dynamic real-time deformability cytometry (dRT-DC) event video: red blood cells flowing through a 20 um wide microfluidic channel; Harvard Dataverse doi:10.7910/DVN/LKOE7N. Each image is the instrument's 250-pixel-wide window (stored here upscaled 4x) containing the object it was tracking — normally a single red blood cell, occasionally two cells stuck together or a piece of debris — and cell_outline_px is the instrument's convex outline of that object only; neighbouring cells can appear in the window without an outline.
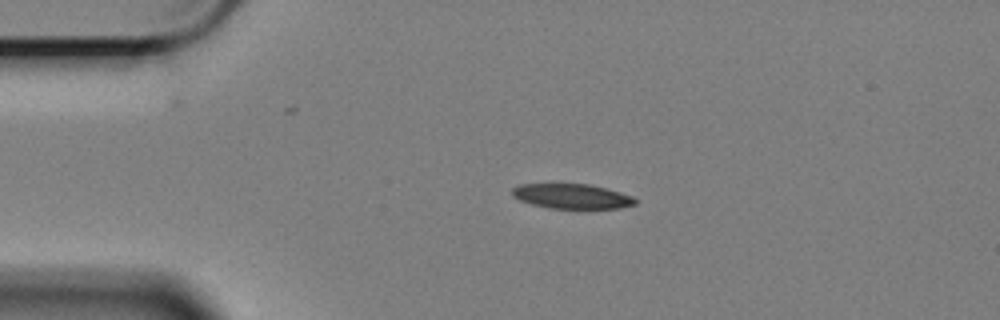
{"species": "Egyptian fruit bat (a non-hibernating species)", "species_latin": "Rousettus aegyptiacus", "temperature_condition": "cold", "stored_images_in_passage": 47, "camera_frame_rate_fps": 3000, "um_per_image_px": 0.085, "animal": {"sex": "female"}, "frame": {"image": 1, "passage_image": 1, "time_ms": 0.0, "image_size_px": [1000, 320], "cell_outline_px": [[636, 204], [620, 208], [552, 208], [532, 204], [520, 200], [512, 196], [512, 188], [520, 184], [552, 180], [588, 184], [608, 188], [632, 196], [636, 200]], "centroid_in_image_um": [48.53, 16.61], "position_along_channel_um": 36.5, "area_um2": 18.67}}
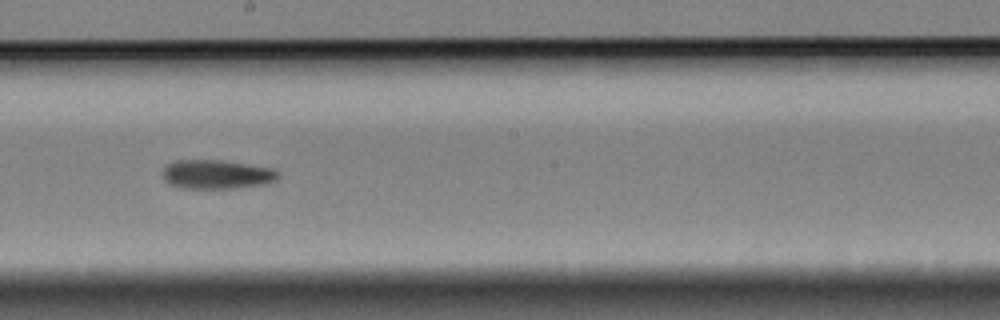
{"frame": {"image": 2, "passage_image": 21, "time_ms": 6.667, "image_size_px": [1000, 320], "cell_outline_px": [[280, 176], [276, 180], [264, 184], [236, 188], [180, 188], [168, 184], [164, 180], [164, 168], [168, 164], [176, 160], [220, 160], [272, 168], [280, 172]], "centroid_in_image_um": [18.43, 14.83], "position_along_channel_um": 229.8, "area_um2": 19.54}}
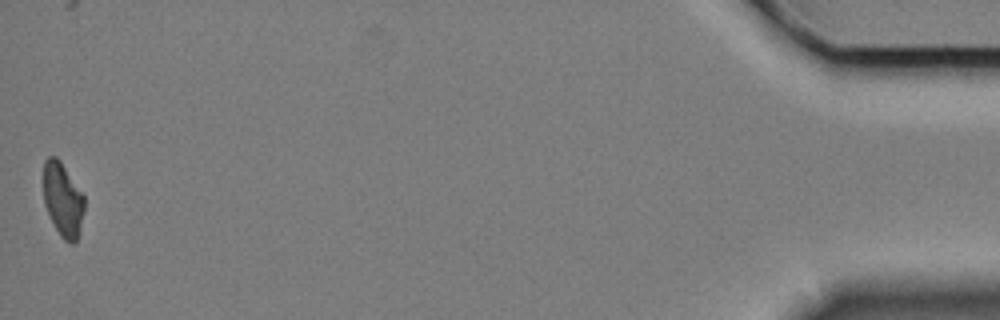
{"frame": {"image": 3, "passage_image": 47, "time_ms": 15.333, "image_size_px": [1000, 320], "cell_outline_px": [[84, 208], [80, 232], [76, 240], [72, 244], [68, 244], [60, 236], [44, 204], [44, 160], [48, 156], [56, 156], [60, 160], [84, 196]], "centroid_in_image_um": [5.34, 16.98], "position_along_channel_um": 429.9, "area_um2": 17.51}, "authors_computed_cell_mechanics": {"area_um2": 19.3052, "velocity_mm_per_s": 3.387, "shape_relaxation_time_tau1_ms": 8.1491, "shape_relaxation_time_tau2_ms": 11.2347, "deformation_change_tau1": 0.1771, "deformation_change_tau2": 0.2088}}